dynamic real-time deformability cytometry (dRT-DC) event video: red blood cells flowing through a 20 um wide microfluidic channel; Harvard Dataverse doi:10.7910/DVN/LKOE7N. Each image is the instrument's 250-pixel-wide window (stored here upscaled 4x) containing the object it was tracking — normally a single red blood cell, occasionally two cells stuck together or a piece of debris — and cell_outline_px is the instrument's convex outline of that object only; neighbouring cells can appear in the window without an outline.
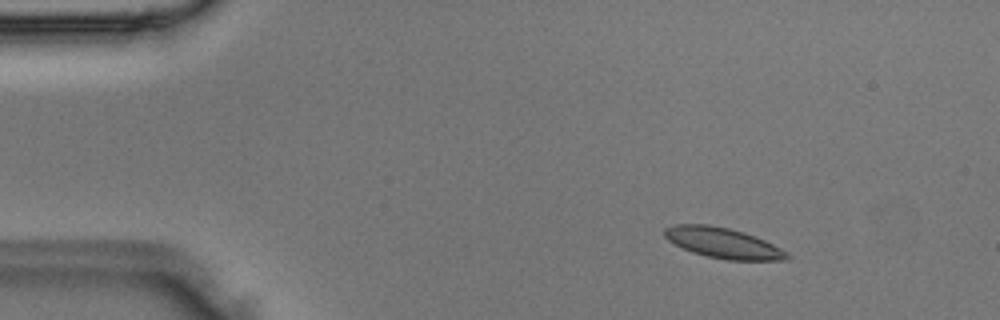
{"species": "Egyptian fruit bat (a non-hibernating species)", "species_latin": "Rousettus aegyptiacus", "temperature_condition": "room temperature", "stored_images_in_passage": 3, "camera_frame_rate_fps": 3000, "um_per_image_px": 0.085, "animal": {"sex": "male"}, "frame": {"image": 1, "passage_image": 1, "time_ms": 0.0, "image_size_px": [1000, 320], "cell_outline_px": [[792, 256], [788, 260], [728, 260], [708, 256], [692, 252], [668, 240], [664, 236], [664, 228], [676, 224], [708, 224], [728, 228], [744, 232], [756, 236], [788, 252]], "centroid_in_image_um": [61.49, 20.65], "position_along_channel_um": 23.5, "area_um2": 21.68}}